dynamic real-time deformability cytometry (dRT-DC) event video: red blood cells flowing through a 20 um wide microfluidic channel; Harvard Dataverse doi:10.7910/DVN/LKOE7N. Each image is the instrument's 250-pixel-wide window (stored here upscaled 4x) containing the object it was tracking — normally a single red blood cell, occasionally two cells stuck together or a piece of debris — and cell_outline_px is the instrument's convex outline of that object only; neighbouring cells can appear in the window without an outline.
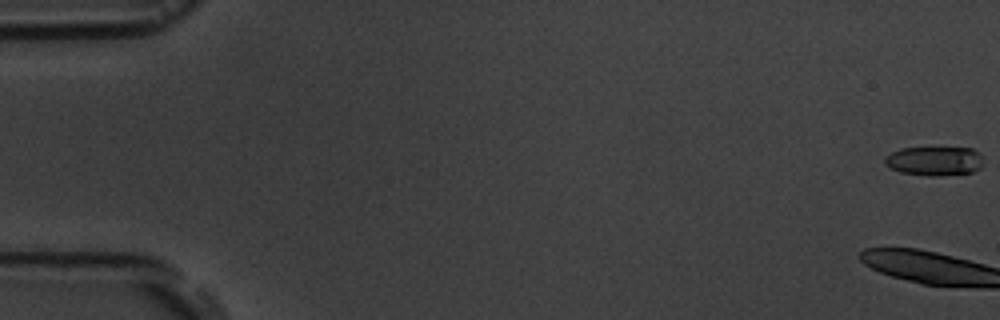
{"species": "common noctule bat (a hibernating species)", "species_latin": "Nyctalus noctula", "temperature_condition": "room temperature", "stored_images_in_passage": 19, "camera_frame_rate_fps": 3000, "um_per_image_px": 0.085, "animal": {"sex": "male", "body_mass_g": 19.5, "forearm_length_mm": 54.6}, "frame": {"image": 1, "passage_image": 1, "time_ms": 0.0, "image_size_px": [1000, 320], "cell_outline_px": [[984, 164], [980, 168], [972, 172], [936, 176], [928, 176], [900, 172], [884, 164], [884, 160], [892, 152], [900, 148], [972, 148], [980, 152]], "centroid_in_image_um": [79.47, 13.68], "position_along_channel_um": 5.5, "area_um2": 16.76}}